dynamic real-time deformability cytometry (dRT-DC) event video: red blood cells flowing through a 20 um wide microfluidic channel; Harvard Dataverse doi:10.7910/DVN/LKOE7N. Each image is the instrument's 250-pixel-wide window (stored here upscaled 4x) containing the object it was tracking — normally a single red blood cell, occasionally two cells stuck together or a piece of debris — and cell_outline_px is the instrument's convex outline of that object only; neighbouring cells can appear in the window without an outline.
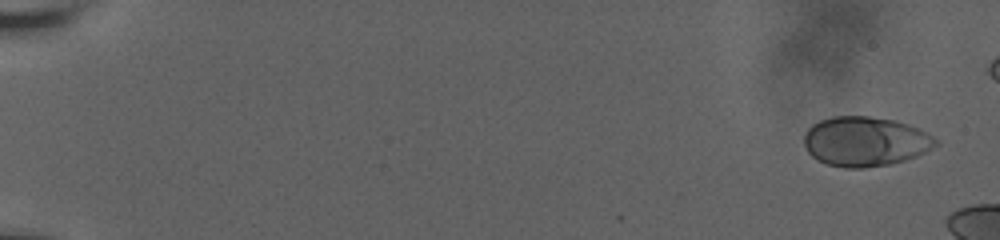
{"species": "human", "species_latin": "Homo sapiens", "temperature_condition": "room temperature", "stored_images_in_passage": 18, "camera_frame_rate_fps": 3000, "um_per_image_px": 0.085, "donor": {"sex": "male"}, "frame": {"image": 1, "passage_image": 5, "time_ms": 0.667, "image_size_px": [1000, 240], "cell_outline_px": [[936, 144], [924, 152], [916, 156], [904, 160], [888, 164], [864, 168], [844, 168], [828, 164], [816, 160], [808, 152], [804, 144], [804, 132], [812, 124], [820, 120], [832, 116], [868, 116], [896, 120], [908, 124], [932, 136], [936, 140]], "centroid_in_image_um": [73.48, 12.02], "position_along_channel_um": 11.5, "area_um2": 37.92}}